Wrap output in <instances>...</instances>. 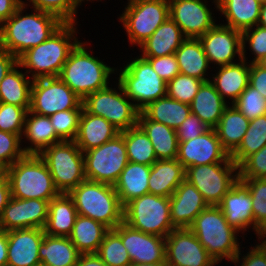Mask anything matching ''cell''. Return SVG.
<instances>
[{"label": "cell", "mask_w": 266, "mask_h": 266, "mask_svg": "<svg viewBox=\"0 0 266 266\" xmlns=\"http://www.w3.org/2000/svg\"><path fill=\"white\" fill-rule=\"evenodd\" d=\"M209 129L210 127L202 122L198 116L191 113L177 128L176 134L178 141H188L204 134Z\"/></svg>", "instance_id": "cell-54"}, {"label": "cell", "mask_w": 266, "mask_h": 266, "mask_svg": "<svg viewBox=\"0 0 266 266\" xmlns=\"http://www.w3.org/2000/svg\"><path fill=\"white\" fill-rule=\"evenodd\" d=\"M124 141L129 162L152 166L157 161L153 145L139 125L124 131Z\"/></svg>", "instance_id": "cell-39"}, {"label": "cell", "mask_w": 266, "mask_h": 266, "mask_svg": "<svg viewBox=\"0 0 266 266\" xmlns=\"http://www.w3.org/2000/svg\"><path fill=\"white\" fill-rule=\"evenodd\" d=\"M6 176V169L0 165V181Z\"/></svg>", "instance_id": "cell-64"}, {"label": "cell", "mask_w": 266, "mask_h": 266, "mask_svg": "<svg viewBox=\"0 0 266 266\" xmlns=\"http://www.w3.org/2000/svg\"><path fill=\"white\" fill-rule=\"evenodd\" d=\"M68 195L79 215L98 221L109 229L123 222V208L113 185L85 179Z\"/></svg>", "instance_id": "cell-5"}, {"label": "cell", "mask_w": 266, "mask_h": 266, "mask_svg": "<svg viewBox=\"0 0 266 266\" xmlns=\"http://www.w3.org/2000/svg\"><path fill=\"white\" fill-rule=\"evenodd\" d=\"M155 70L159 77L166 83L171 81L176 75L180 73L179 64L175 54L162 56V57H143Z\"/></svg>", "instance_id": "cell-53"}, {"label": "cell", "mask_w": 266, "mask_h": 266, "mask_svg": "<svg viewBox=\"0 0 266 266\" xmlns=\"http://www.w3.org/2000/svg\"><path fill=\"white\" fill-rule=\"evenodd\" d=\"M22 142L18 134L0 130V165L5 169L25 155Z\"/></svg>", "instance_id": "cell-48"}, {"label": "cell", "mask_w": 266, "mask_h": 266, "mask_svg": "<svg viewBox=\"0 0 266 266\" xmlns=\"http://www.w3.org/2000/svg\"><path fill=\"white\" fill-rule=\"evenodd\" d=\"M78 213L73 199L61 193L49 202L48 219L44 232L49 236L69 237Z\"/></svg>", "instance_id": "cell-29"}, {"label": "cell", "mask_w": 266, "mask_h": 266, "mask_svg": "<svg viewBox=\"0 0 266 266\" xmlns=\"http://www.w3.org/2000/svg\"><path fill=\"white\" fill-rule=\"evenodd\" d=\"M11 188H10V183L5 176L1 181H0V217L3 213L4 208L8 204L9 200L11 199Z\"/></svg>", "instance_id": "cell-59"}, {"label": "cell", "mask_w": 266, "mask_h": 266, "mask_svg": "<svg viewBox=\"0 0 266 266\" xmlns=\"http://www.w3.org/2000/svg\"><path fill=\"white\" fill-rule=\"evenodd\" d=\"M38 253L39 260L44 266H76L81 254L69 237L46 234Z\"/></svg>", "instance_id": "cell-35"}, {"label": "cell", "mask_w": 266, "mask_h": 266, "mask_svg": "<svg viewBox=\"0 0 266 266\" xmlns=\"http://www.w3.org/2000/svg\"><path fill=\"white\" fill-rule=\"evenodd\" d=\"M11 196L18 199L51 201L61 193L56 188L44 160L36 154H25L6 169Z\"/></svg>", "instance_id": "cell-6"}, {"label": "cell", "mask_w": 266, "mask_h": 266, "mask_svg": "<svg viewBox=\"0 0 266 266\" xmlns=\"http://www.w3.org/2000/svg\"><path fill=\"white\" fill-rule=\"evenodd\" d=\"M208 61L215 66L236 63L242 57V32L229 26L215 24L199 38ZM237 54V55H236Z\"/></svg>", "instance_id": "cell-16"}, {"label": "cell", "mask_w": 266, "mask_h": 266, "mask_svg": "<svg viewBox=\"0 0 266 266\" xmlns=\"http://www.w3.org/2000/svg\"><path fill=\"white\" fill-rule=\"evenodd\" d=\"M129 266H169L166 261L158 263H131Z\"/></svg>", "instance_id": "cell-63"}, {"label": "cell", "mask_w": 266, "mask_h": 266, "mask_svg": "<svg viewBox=\"0 0 266 266\" xmlns=\"http://www.w3.org/2000/svg\"><path fill=\"white\" fill-rule=\"evenodd\" d=\"M20 3L25 6H31L34 9L54 14L64 23H77V9L82 3L80 0H27ZM31 3V5L27 4Z\"/></svg>", "instance_id": "cell-43"}, {"label": "cell", "mask_w": 266, "mask_h": 266, "mask_svg": "<svg viewBox=\"0 0 266 266\" xmlns=\"http://www.w3.org/2000/svg\"><path fill=\"white\" fill-rule=\"evenodd\" d=\"M141 112L149 120L165 124L177 130L182 122L191 114V107L189 104L165 96L149 103Z\"/></svg>", "instance_id": "cell-38"}, {"label": "cell", "mask_w": 266, "mask_h": 266, "mask_svg": "<svg viewBox=\"0 0 266 266\" xmlns=\"http://www.w3.org/2000/svg\"><path fill=\"white\" fill-rule=\"evenodd\" d=\"M169 17L186 38H200L215 25L207 0H168Z\"/></svg>", "instance_id": "cell-18"}, {"label": "cell", "mask_w": 266, "mask_h": 266, "mask_svg": "<svg viewBox=\"0 0 266 266\" xmlns=\"http://www.w3.org/2000/svg\"><path fill=\"white\" fill-rule=\"evenodd\" d=\"M71 109H83L82 99L59 77L33 80L29 111L51 116Z\"/></svg>", "instance_id": "cell-14"}, {"label": "cell", "mask_w": 266, "mask_h": 266, "mask_svg": "<svg viewBox=\"0 0 266 266\" xmlns=\"http://www.w3.org/2000/svg\"><path fill=\"white\" fill-rule=\"evenodd\" d=\"M44 229L26 228L7 231V266H38L39 246L44 238Z\"/></svg>", "instance_id": "cell-20"}, {"label": "cell", "mask_w": 266, "mask_h": 266, "mask_svg": "<svg viewBox=\"0 0 266 266\" xmlns=\"http://www.w3.org/2000/svg\"><path fill=\"white\" fill-rule=\"evenodd\" d=\"M239 179L266 178V145L238 166Z\"/></svg>", "instance_id": "cell-52"}, {"label": "cell", "mask_w": 266, "mask_h": 266, "mask_svg": "<svg viewBox=\"0 0 266 266\" xmlns=\"http://www.w3.org/2000/svg\"><path fill=\"white\" fill-rule=\"evenodd\" d=\"M0 229L6 232L25 229L24 199L11 197L0 217Z\"/></svg>", "instance_id": "cell-50"}, {"label": "cell", "mask_w": 266, "mask_h": 266, "mask_svg": "<svg viewBox=\"0 0 266 266\" xmlns=\"http://www.w3.org/2000/svg\"><path fill=\"white\" fill-rule=\"evenodd\" d=\"M254 247L251 246L245 255L241 257V249L236 257L231 261L237 266H266V238L261 239ZM241 257V258H240ZM242 263H241V262ZM238 263V264H237Z\"/></svg>", "instance_id": "cell-55"}, {"label": "cell", "mask_w": 266, "mask_h": 266, "mask_svg": "<svg viewBox=\"0 0 266 266\" xmlns=\"http://www.w3.org/2000/svg\"><path fill=\"white\" fill-rule=\"evenodd\" d=\"M27 110L0 102V130L18 134L22 138Z\"/></svg>", "instance_id": "cell-49"}, {"label": "cell", "mask_w": 266, "mask_h": 266, "mask_svg": "<svg viewBox=\"0 0 266 266\" xmlns=\"http://www.w3.org/2000/svg\"><path fill=\"white\" fill-rule=\"evenodd\" d=\"M97 255L107 266H129L132 263L121 237L113 229L105 234Z\"/></svg>", "instance_id": "cell-42"}, {"label": "cell", "mask_w": 266, "mask_h": 266, "mask_svg": "<svg viewBox=\"0 0 266 266\" xmlns=\"http://www.w3.org/2000/svg\"><path fill=\"white\" fill-rule=\"evenodd\" d=\"M7 232L0 229V266H7Z\"/></svg>", "instance_id": "cell-61"}, {"label": "cell", "mask_w": 266, "mask_h": 266, "mask_svg": "<svg viewBox=\"0 0 266 266\" xmlns=\"http://www.w3.org/2000/svg\"><path fill=\"white\" fill-rule=\"evenodd\" d=\"M18 64V59L0 45V82L5 75Z\"/></svg>", "instance_id": "cell-57"}, {"label": "cell", "mask_w": 266, "mask_h": 266, "mask_svg": "<svg viewBox=\"0 0 266 266\" xmlns=\"http://www.w3.org/2000/svg\"><path fill=\"white\" fill-rule=\"evenodd\" d=\"M85 177L113 185L128 164L124 131L99 147L84 152Z\"/></svg>", "instance_id": "cell-12"}, {"label": "cell", "mask_w": 266, "mask_h": 266, "mask_svg": "<svg viewBox=\"0 0 266 266\" xmlns=\"http://www.w3.org/2000/svg\"><path fill=\"white\" fill-rule=\"evenodd\" d=\"M186 169L177 159L157 160L151 166L149 193L170 198L185 180Z\"/></svg>", "instance_id": "cell-25"}, {"label": "cell", "mask_w": 266, "mask_h": 266, "mask_svg": "<svg viewBox=\"0 0 266 266\" xmlns=\"http://www.w3.org/2000/svg\"><path fill=\"white\" fill-rule=\"evenodd\" d=\"M83 109L59 111L49 116L56 135L62 141H74Z\"/></svg>", "instance_id": "cell-45"}, {"label": "cell", "mask_w": 266, "mask_h": 266, "mask_svg": "<svg viewBox=\"0 0 266 266\" xmlns=\"http://www.w3.org/2000/svg\"><path fill=\"white\" fill-rule=\"evenodd\" d=\"M138 125L150 139L157 160L177 159L179 142L176 130L149 120L141 111L138 116Z\"/></svg>", "instance_id": "cell-31"}, {"label": "cell", "mask_w": 266, "mask_h": 266, "mask_svg": "<svg viewBox=\"0 0 266 266\" xmlns=\"http://www.w3.org/2000/svg\"><path fill=\"white\" fill-rule=\"evenodd\" d=\"M118 134L120 131L105 118L87 113L83 109L74 142L84 153L89 149L101 146Z\"/></svg>", "instance_id": "cell-24"}, {"label": "cell", "mask_w": 266, "mask_h": 266, "mask_svg": "<svg viewBox=\"0 0 266 266\" xmlns=\"http://www.w3.org/2000/svg\"><path fill=\"white\" fill-rule=\"evenodd\" d=\"M174 54L181 74L205 82L211 80L206 73L208 68H210V63L203 51L199 38H186Z\"/></svg>", "instance_id": "cell-34"}, {"label": "cell", "mask_w": 266, "mask_h": 266, "mask_svg": "<svg viewBox=\"0 0 266 266\" xmlns=\"http://www.w3.org/2000/svg\"><path fill=\"white\" fill-rule=\"evenodd\" d=\"M216 10L225 17L233 29L243 32L258 24L261 5L257 0H213Z\"/></svg>", "instance_id": "cell-28"}, {"label": "cell", "mask_w": 266, "mask_h": 266, "mask_svg": "<svg viewBox=\"0 0 266 266\" xmlns=\"http://www.w3.org/2000/svg\"><path fill=\"white\" fill-rule=\"evenodd\" d=\"M186 39L180 27L169 17L140 47L141 57H162L174 54Z\"/></svg>", "instance_id": "cell-27"}, {"label": "cell", "mask_w": 266, "mask_h": 266, "mask_svg": "<svg viewBox=\"0 0 266 266\" xmlns=\"http://www.w3.org/2000/svg\"><path fill=\"white\" fill-rule=\"evenodd\" d=\"M218 207L227 223L237 231L245 234L250 227L254 231L252 197L248 187L240 179L224 195Z\"/></svg>", "instance_id": "cell-21"}, {"label": "cell", "mask_w": 266, "mask_h": 266, "mask_svg": "<svg viewBox=\"0 0 266 266\" xmlns=\"http://www.w3.org/2000/svg\"><path fill=\"white\" fill-rule=\"evenodd\" d=\"M109 230L104 224L78 214L69 239L81 254L97 253Z\"/></svg>", "instance_id": "cell-36"}, {"label": "cell", "mask_w": 266, "mask_h": 266, "mask_svg": "<svg viewBox=\"0 0 266 266\" xmlns=\"http://www.w3.org/2000/svg\"><path fill=\"white\" fill-rule=\"evenodd\" d=\"M256 27V28H255ZM254 55L252 61L246 59V44ZM266 55V27L254 26L242 32V57L250 64L258 63Z\"/></svg>", "instance_id": "cell-47"}, {"label": "cell", "mask_w": 266, "mask_h": 266, "mask_svg": "<svg viewBox=\"0 0 266 266\" xmlns=\"http://www.w3.org/2000/svg\"><path fill=\"white\" fill-rule=\"evenodd\" d=\"M118 70L119 84L140 111L149 103L167 96V83L158 76L145 58L136 56L128 61L123 69Z\"/></svg>", "instance_id": "cell-7"}, {"label": "cell", "mask_w": 266, "mask_h": 266, "mask_svg": "<svg viewBox=\"0 0 266 266\" xmlns=\"http://www.w3.org/2000/svg\"><path fill=\"white\" fill-rule=\"evenodd\" d=\"M233 105L249 120L266 115V99L250 84Z\"/></svg>", "instance_id": "cell-46"}, {"label": "cell", "mask_w": 266, "mask_h": 266, "mask_svg": "<svg viewBox=\"0 0 266 266\" xmlns=\"http://www.w3.org/2000/svg\"><path fill=\"white\" fill-rule=\"evenodd\" d=\"M170 216L175 229L189 228L194 219L208 207L194 185L184 180L169 198Z\"/></svg>", "instance_id": "cell-22"}, {"label": "cell", "mask_w": 266, "mask_h": 266, "mask_svg": "<svg viewBox=\"0 0 266 266\" xmlns=\"http://www.w3.org/2000/svg\"><path fill=\"white\" fill-rule=\"evenodd\" d=\"M123 222L144 233L166 238L174 230L168 197L147 193L124 205Z\"/></svg>", "instance_id": "cell-8"}, {"label": "cell", "mask_w": 266, "mask_h": 266, "mask_svg": "<svg viewBox=\"0 0 266 266\" xmlns=\"http://www.w3.org/2000/svg\"><path fill=\"white\" fill-rule=\"evenodd\" d=\"M189 229L217 264L226 258L232 261L240 251V238L237 237L240 232L227 223L218 206L204 209Z\"/></svg>", "instance_id": "cell-4"}, {"label": "cell", "mask_w": 266, "mask_h": 266, "mask_svg": "<svg viewBox=\"0 0 266 266\" xmlns=\"http://www.w3.org/2000/svg\"><path fill=\"white\" fill-rule=\"evenodd\" d=\"M76 266H107L97 253L80 254Z\"/></svg>", "instance_id": "cell-60"}, {"label": "cell", "mask_w": 266, "mask_h": 266, "mask_svg": "<svg viewBox=\"0 0 266 266\" xmlns=\"http://www.w3.org/2000/svg\"><path fill=\"white\" fill-rule=\"evenodd\" d=\"M204 82L179 73L167 83V96L190 105Z\"/></svg>", "instance_id": "cell-44"}, {"label": "cell", "mask_w": 266, "mask_h": 266, "mask_svg": "<svg viewBox=\"0 0 266 266\" xmlns=\"http://www.w3.org/2000/svg\"><path fill=\"white\" fill-rule=\"evenodd\" d=\"M260 4H265L266 0H257Z\"/></svg>", "instance_id": "cell-66"}, {"label": "cell", "mask_w": 266, "mask_h": 266, "mask_svg": "<svg viewBox=\"0 0 266 266\" xmlns=\"http://www.w3.org/2000/svg\"><path fill=\"white\" fill-rule=\"evenodd\" d=\"M13 67L0 82V102L30 109L32 78ZM27 75V76H26Z\"/></svg>", "instance_id": "cell-37"}, {"label": "cell", "mask_w": 266, "mask_h": 266, "mask_svg": "<svg viewBox=\"0 0 266 266\" xmlns=\"http://www.w3.org/2000/svg\"><path fill=\"white\" fill-rule=\"evenodd\" d=\"M118 17L131 45L140 46L169 18L168 0H127Z\"/></svg>", "instance_id": "cell-11"}, {"label": "cell", "mask_w": 266, "mask_h": 266, "mask_svg": "<svg viewBox=\"0 0 266 266\" xmlns=\"http://www.w3.org/2000/svg\"><path fill=\"white\" fill-rule=\"evenodd\" d=\"M116 88L97 90L82 100L83 109L90 114L101 116L120 132L138 125L140 110L126 96L119 82Z\"/></svg>", "instance_id": "cell-10"}, {"label": "cell", "mask_w": 266, "mask_h": 266, "mask_svg": "<svg viewBox=\"0 0 266 266\" xmlns=\"http://www.w3.org/2000/svg\"><path fill=\"white\" fill-rule=\"evenodd\" d=\"M122 240L132 263H158L166 261L165 238L144 233L125 222L113 229Z\"/></svg>", "instance_id": "cell-19"}, {"label": "cell", "mask_w": 266, "mask_h": 266, "mask_svg": "<svg viewBox=\"0 0 266 266\" xmlns=\"http://www.w3.org/2000/svg\"><path fill=\"white\" fill-rule=\"evenodd\" d=\"M49 201L40 199H24L25 229H44L48 219Z\"/></svg>", "instance_id": "cell-51"}, {"label": "cell", "mask_w": 266, "mask_h": 266, "mask_svg": "<svg viewBox=\"0 0 266 266\" xmlns=\"http://www.w3.org/2000/svg\"><path fill=\"white\" fill-rule=\"evenodd\" d=\"M266 145V115L250 120V124L239 147L230 155L239 166L247 157Z\"/></svg>", "instance_id": "cell-40"}, {"label": "cell", "mask_w": 266, "mask_h": 266, "mask_svg": "<svg viewBox=\"0 0 266 266\" xmlns=\"http://www.w3.org/2000/svg\"><path fill=\"white\" fill-rule=\"evenodd\" d=\"M234 162H219L186 168L185 180L195 186L208 206H218L224 195L238 181Z\"/></svg>", "instance_id": "cell-13"}, {"label": "cell", "mask_w": 266, "mask_h": 266, "mask_svg": "<svg viewBox=\"0 0 266 266\" xmlns=\"http://www.w3.org/2000/svg\"><path fill=\"white\" fill-rule=\"evenodd\" d=\"M150 172L151 166L128 162L114 184V189L123 206L132 199L149 193L148 179Z\"/></svg>", "instance_id": "cell-30"}, {"label": "cell", "mask_w": 266, "mask_h": 266, "mask_svg": "<svg viewBox=\"0 0 266 266\" xmlns=\"http://www.w3.org/2000/svg\"><path fill=\"white\" fill-rule=\"evenodd\" d=\"M258 64L266 69V55L258 62Z\"/></svg>", "instance_id": "cell-65"}, {"label": "cell", "mask_w": 266, "mask_h": 266, "mask_svg": "<svg viewBox=\"0 0 266 266\" xmlns=\"http://www.w3.org/2000/svg\"><path fill=\"white\" fill-rule=\"evenodd\" d=\"M20 5L16 12L0 25V45L17 59L27 50L46 41L64 22L54 14Z\"/></svg>", "instance_id": "cell-1"}, {"label": "cell", "mask_w": 266, "mask_h": 266, "mask_svg": "<svg viewBox=\"0 0 266 266\" xmlns=\"http://www.w3.org/2000/svg\"><path fill=\"white\" fill-rule=\"evenodd\" d=\"M258 26L266 27V3L261 5Z\"/></svg>", "instance_id": "cell-62"}, {"label": "cell", "mask_w": 266, "mask_h": 266, "mask_svg": "<svg viewBox=\"0 0 266 266\" xmlns=\"http://www.w3.org/2000/svg\"><path fill=\"white\" fill-rule=\"evenodd\" d=\"M85 0H80V2L82 3V2H84ZM86 1H91L92 2V0H86ZM94 1V0H93ZM97 1V0H96ZM99 1V0H98ZM100 1H102V0H100Z\"/></svg>", "instance_id": "cell-67"}, {"label": "cell", "mask_w": 266, "mask_h": 266, "mask_svg": "<svg viewBox=\"0 0 266 266\" xmlns=\"http://www.w3.org/2000/svg\"><path fill=\"white\" fill-rule=\"evenodd\" d=\"M227 106L228 103L216 91L210 81L201 85L190 104L191 113L198 116L210 128H215L218 125Z\"/></svg>", "instance_id": "cell-32"}, {"label": "cell", "mask_w": 266, "mask_h": 266, "mask_svg": "<svg viewBox=\"0 0 266 266\" xmlns=\"http://www.w3.org/2000/svg\"><path fill=\"white\" fill-rule=\"evenodd\" d=\"M249 84L266 99V69L258 63L250 64Z\"/></svg>", "instance_id": "cell-56"}, {"label": "cell", "mask_w": 266, "mask_h": 266, "mask_svg": "<svg viewBox=\"0 0 266 266\" xmlns=\"http://www.w3.org/2000/svg\"><path fill=\"white\" fill-rule=\"evenodd\" d=\"M252 197L254 231L260 241L266 238V178L240 179Z\"/></svg>", "instance_id": "cell-41"}, {"label": "cell", "mask_w": 266, "mask_h": 266, "mask_svg": "<svg viewBox=\"0 0 266 266\" xmlns=\"http://www.w3.org/2000/svg\"><path fill=\"white\" fill-rule=\"evenodd\" d=\"M248 63L242 59L233 64L217 66V73L211 76L213 79L210 82L222 98L226 102V99H231L228 101L229 104H233L249 84L250 63Z\"/></svg>", "instance_id": "cell-23"}, {"label": "cell", "mask_w": 266, "mask_h": 266, "mask_svg": "<svg viewBox=\"0 0 266 266\" xmlns=\"http://www.w3.org/2000/svg\"><path fill=\"white\" fill-rule=\"evenodd\" d=\"M76 24L64 23L46 41L23 53L18 58L20 68L28 69L25 71L32 80L59 77L71 50L80 41L75 36Z\"/></svg>", "instance_id": "cell-2"}, {"label": "cell", "mask_w": 266, "mask_h": 266, "mask_svg": "<svg viewBox=\"0 0 266 266\" xmlns=\"http://www.w3.org/2000/svg\"><path fill=\"white\" fill-rule=\"evenodd\" d=\"M29 146L22 147L25 154L39 155L44 149L62 140L56 135L49 116L39 115L28 110L22 134ZM30 142V143H29Z\"/></svg>", "instance_id": "cell-26"}, {"label": "cell", "mask_w": 266, "mask_h": 266, "mask_svg": "<svg viewBox=\"0 0 266 266\" xmlns=\"http://www.w3.org/2000/svg\"><path fill=\"white\" fill-rule=\"evenodd\" d=\"M165 253L169 266L217 265L189 228L174 229L168 234Z\"/></svg>", "instance_id": "cell-15"}, {"label": "cell", "mask_w": 266, "mask_h": 266, "mask_svg": "<svg viewBox=\"0 0 266 266\" xmlns=\"http://www.w3.org/2000/svg\"><path fill=\"white\" fill-rule=\"evenodd\" d=\"M20 5V0H0V25L9 19Z\"/></svg>", "instance_id": "cell-58"}, {"label": "cell", "mask_w": 266, "mask_h": 266, "mask_svg": "<svg viewBox=\"0 0 266 266\" xmlns=\"http://www.w3.org/2000/svg\"><path fill=\"white\" fill-rule=\"evenodd\" d=\"M39 156L46 163L60 193L68 194L86 179L84 154L74 141L53 144Z\"/></svg>", "instance_id": "cell-9"}, {"label": "cell", "mask_w": 266, "mask_h": 266, "mask_svg": "<svg viewBox=\"0 0 266 266\" xmlns=\"http://www.w3.org/2000/svg\"><path fill=\"white\" fill-rule=\"evenodd\" d=\"M250 124L233 104H229L223 111V115L215 127L222 147L231 155L241 144Z\"/></svg>", "instance_id": "cell-33"}, {"label": "cell", "mask_w": 266, "mask_h": 266, "mask_svg": "<svg viewBox=\"0 0 266 266\" xmlns=\"http://www.w3.org/2000/svg\"><path fill=\"white\" fill-rule=\"evenodd\" d=\"M86 45L88 47L87 41H79L76 44L59 75V78L82 100L91 93L107 87L110 75L115 74L117 70L100 58L92 56V51L90 53Z\"/></svg>", "instance_id": "cell-3"}, {"label": "cell", "mask_w": 266, "mask_h": 266, "mask_svg": "<svg viewBox=\"0 0 266 266\" xmlns=\"http://www.w3.org/2000/svg\"><path fill=\"white\" fill-rule=\"evenodd\" d=\"M177 160L186 168L219 162H234L222 147L215 128L188 141H178Z\"/></svg>", "instance_id": "cell-17"}]
</instances>
